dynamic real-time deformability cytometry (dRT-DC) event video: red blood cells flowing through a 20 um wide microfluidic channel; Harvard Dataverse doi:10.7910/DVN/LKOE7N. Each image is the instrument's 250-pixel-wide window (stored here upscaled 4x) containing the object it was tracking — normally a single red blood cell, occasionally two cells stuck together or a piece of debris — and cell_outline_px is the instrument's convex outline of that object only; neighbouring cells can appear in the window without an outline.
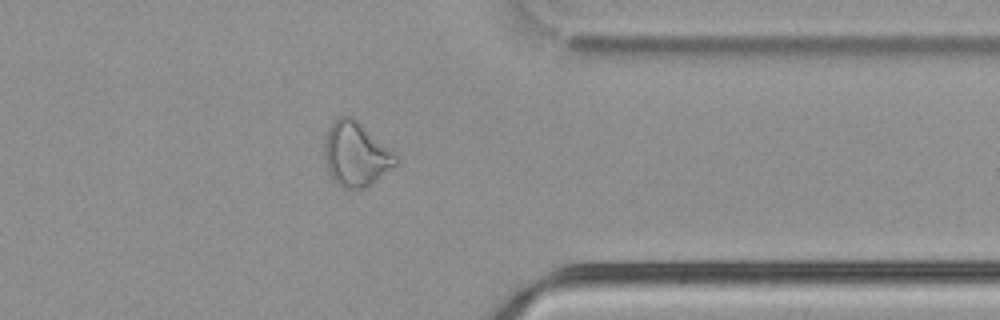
{"species": "common noctule bat (a hibernating species)", "species_latin": "Nyctalus noctula", "temperature_condition": "cold", "stored_images_in_passage": 43, "camera_frame_rate_fps": 3000, "um_per_image_px": 0.085, "animal": {"sex": "male", "body_mass_g": 21.5, "forearm_length_mm": 52.0}, "frame": {"image": 1, "passage_image": 37, "time_ms": 12.0, "image_size_px": [1000, 320], "cell_outline_px": [[400, 160], [396, 164], [364, 188], [344, 188], [336, 184], [328, 172], [324, 156], [324, 144], [328, 128], [340, 116], [352, 116], [392, 152]], "centroid_in_image_um": [30.2, 13.12], "position_along_channel_um": 381.2, "area_um2": 26.01}}